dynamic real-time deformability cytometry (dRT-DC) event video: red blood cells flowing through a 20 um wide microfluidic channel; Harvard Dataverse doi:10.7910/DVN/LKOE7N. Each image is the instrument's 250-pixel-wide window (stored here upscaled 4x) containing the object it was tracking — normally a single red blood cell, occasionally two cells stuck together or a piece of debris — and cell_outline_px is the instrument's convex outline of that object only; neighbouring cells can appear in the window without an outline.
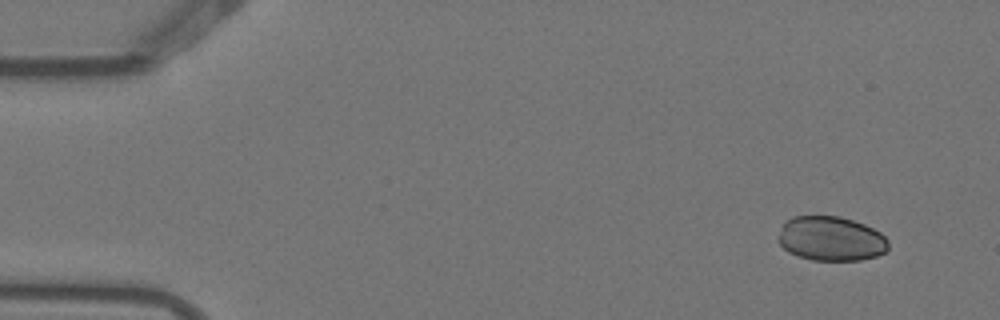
{"species": "Egyptian fruit bat (a non-hibernating species)", "species_latin": "Rousettus aegyptiacus", "temperature_condition": "warm", "stored_images_in_passage": 6, "camera_frame_rate_fps": 3000, "um_per_image_px": 0.085, "animal": {"sex": "female"}, "frame": {"image": 1, "passage_image": 1, "time_ms": 0.0, "image_size_px": [1000, 320], "cell_outline_px": [[888, 248], [884, 252], [876, 256], [860, 260], [812, 260], [788, 252], [776, 240], [776, 236], [784, 220], [792, 216], [840, 216], [864, 224], [880, 232], [888, 240]], "centroid_in_image_um": [70.58, 20.27], "position_along_channel_um": 14.4, "area_um2": 28.78}}
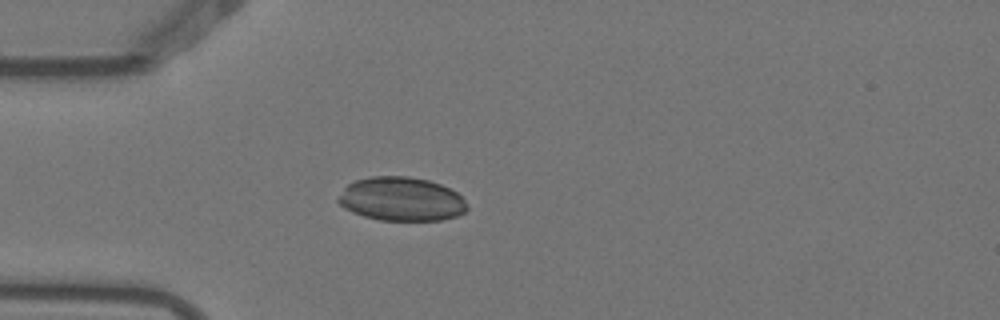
{"frame": {"image": 2, "passage_image": 4, "time_ms": 1.0, "image_size_px": [1000, 320], "cell_outline_px": [[468, 208], [464, 212], [456, 216], [444, 220], [380, 220], [364, 216], [352, 212], [344, 208], [336, 200], [336, 196], [348, 184], [356, 180], [372, 176], [408, 176], [428, 180], [440, 184], [456, 192], [468, 204]], "centroid_in_image_um": [34.09, 16.92], "position_along_channel_um": 50.9, "area_um2": 33.0}}